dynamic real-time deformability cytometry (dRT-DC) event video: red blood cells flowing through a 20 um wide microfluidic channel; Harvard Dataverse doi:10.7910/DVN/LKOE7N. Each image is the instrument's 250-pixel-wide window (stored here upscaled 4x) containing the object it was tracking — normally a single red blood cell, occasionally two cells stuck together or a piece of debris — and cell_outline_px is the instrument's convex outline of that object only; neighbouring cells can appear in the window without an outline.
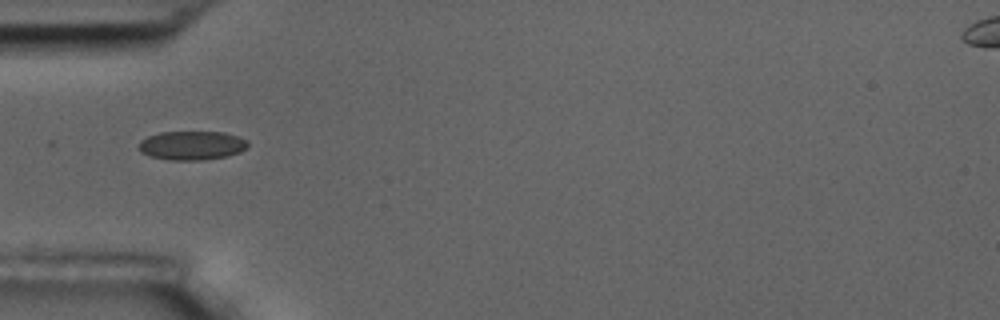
{"species": "common noctule bat (a hibernating species)", "species_latin": "Nyctalus noctula", "temperature_condition": "room temperature", "stored_images_in_passage": 2, "camera_frame_rate_fps": 3000, "um_per_image_px": 0.085, "animal": {"sex": "male", "body_mass_g": 17.5, "forearm_length_mm": 52.3}, "frame": {"image": 1, "passage_image": 1, "time_ms": 0.0, "image_size_px": [1000, 320], "cell_outline_px": [[248, 148], [240, 152], [228, 156], [204, 160], [168, 160], [148, 156], [140, 152], [136, 148], [140, 140], [148, 136], [160, 132], [224, 132], [248, 140]], "centroid_in_image_um": [16.28, 12.37], "position_along_channel_um": 68.7, "area_um2": 18.73}}